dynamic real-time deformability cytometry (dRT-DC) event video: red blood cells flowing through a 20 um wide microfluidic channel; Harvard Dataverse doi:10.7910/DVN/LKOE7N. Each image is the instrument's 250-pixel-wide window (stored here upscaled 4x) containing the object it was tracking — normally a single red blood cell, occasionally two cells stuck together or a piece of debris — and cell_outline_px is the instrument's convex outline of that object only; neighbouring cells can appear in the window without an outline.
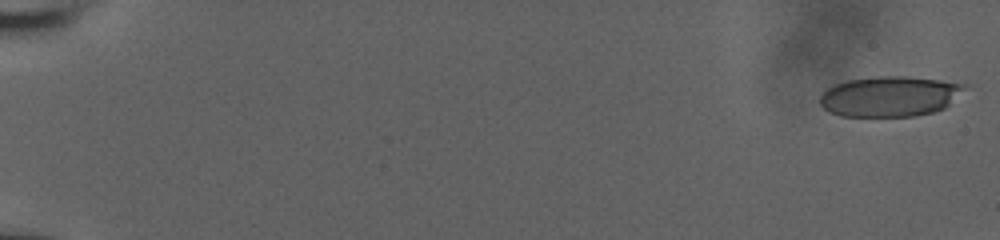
{"species": "human", "species_latin": "Homo sapiens", "temperature_condition": "room temperature", "stored_images_in_passage": 20, "camera_frame_rate_fps": 3000, "um_per_image_px": 0.085, "donor": {"sex": "male"}, "frame": {"image": 1, "passage_image": 1, "time_ms": 0.0, "image_size_px": [1000, 240], "cell_outline_px": [[968, 84], [944, 108], [932, 112], [916, 116], [840, 116], [828, 112], [820, 104], [820, 96], [828, 88], [836, 84], [848, 80], [876, 76], [904, 76], [940, 80]], "centroid_in_image_um": [75.59, 8.19], "position_along_channel_um": 9.4, "area_um2": 33.76}}
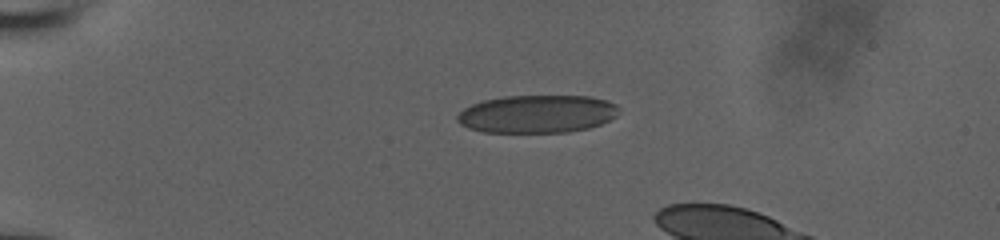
{"frame": {"image": 2, "passage_image": 15, "time_ms": 4.667, "image_size_px": [1000, 240], "cell_outline_px": [[616, 116], [600, 124], [588, 128], [568, 132], [484, 132], [468, 128], [460, 124], [456, 120], [456, 116], [464, 108], [472, 104], [484, 100], [504, 96], [588, 96], [604, 100], [616, 104]], "centroid_in_image_um": [45.6, 9.69], "position_along_channel_um": 39.4, "area_um2": 35.49}}